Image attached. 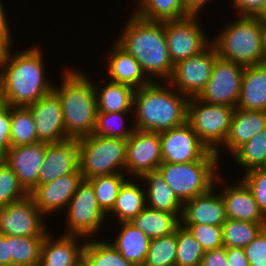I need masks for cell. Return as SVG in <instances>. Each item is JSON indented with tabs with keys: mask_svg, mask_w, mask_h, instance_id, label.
Listing matches in <instances>:
<instances>
[{
	"mask_svg": "<svg viewBox=\"0 0 266 266\" xmlns=\"http://www.w3.org/2000/svg\"><path fill=\"white\" fill-rule=\"evenodd\" d=\"M0 69V101L13 107H27L53 90L46 76L43 51L39 46L11 53ZM48 80V81H47Z\"/></svg>",
	"mask_w": 266,
	"mask_h": 266,
	"instance_id": "1",
	"label": "cell"
},
{
	"mask_svg": "<svg viewBox=\"0 0 266 266\" xmlns=\"http://www.w3.org/2000/svg\"><path fill=\"white\" fill-rule=\"evenodd\" d=\"M128 18L115 42L139 62L151 81H167L174 64L168 52L164 22L144 20L134 13Z\"/></svg>",
	"mask_w": 266,
	"mask_h": 266,
	"instance_id": "2",
	"label": "cell"
},
{
	"mask_svg": "<svg viewBox=\"0 0 266 266\" xmlns=\"http://www.w3.org/2000/svg\"><path fill=\"white\" fill-rule=\"evenodd\" d=\"M188 101L168 82L166 86V81H152L135 89L132 124L135 129L157 133L183 125L187 122Z\"/></svg>",
	"mask_w": 266,
	"mask_h": 266,
	"instance_id": "3",
	"label": "cell"
},
{
	"mask_svg": "<svg viewBox=\"0 0 266 266\" xmlns=\"http://www.w3.org/2000/svg\"><path fill=\"white\" fill-rule=\"evenodd\" d=\"M62 82L53 86L60 97L66 135L79 139L93 134L97 119L94 83L82 70L63 68ZM90 78V79H89Z\"/></svg>",
	"mask_w": 266,
	"mask_h": 266,
	"instance_id": "4",
	"label": "cell"
},
{
	"mask_svg": "<svg viewBox=\"0 0 266 266\" xmlns=\"http://www.w3.org/2000/svg\"><path fill=\"white\" fill-rule=\"evenodd\" d=\"M219 159L221 158H218L216 152L209 151L201 160L197 161L162 162L157 171L174 191L177 198L184 203L208 192L219 183V185H223L224 178L217 171L220 165L218 164Z\"/></svg>",
	"mask_w": 266,
	"mask_h": 266,
	"instance_id": "5",
	"label": "cell"
},
{
	"mask_svg": "<svg viewBox=\"0 0 266 266\" xmlns=\"http://www.w3.org/2000/svg\"><path fill=\"white\" fill-rule=\"evenodd\" d=\"M218 57L244 67L264 63L261 21L256 17H236L213 38Z\"/></svg>",
	"mask_w": 266,
	"mask_h": 266,
	"instance_id": "6",
	"label": "cell"
},
{
	"mask_svg": "<svg viewBox=\"0 0 266 266\" xmlns=\"http://www.w3.org/2000/svg\"><path fill=\"white\" fill-rule=\"evenodd\" d=\"M77 141L79 170L84 180L125 173L127 140L91 134Z\"/></svg>",
	"mask_w": 266,
	"mask_h": 266,
	"instance_id": "7",
	"label": "cell"
},
{
	"mask_svg": "<svg viewBox=\"0 0 266 266\" xmlns=\"http://www.w3.org/2000/svg\"><path fill=\"white\" fill-rule=\"evenodd\" d=\"M235 108L226 105L208 104L191 97L188 101L187 122L200 141L220 157L219 147L227 138Z\"/></svg>",
	"mask_w": 266,
	"mask_h": 266,
	"instance_id": "8",
	"label": "cell"
},
{
	"mask_svg": "<svg viewBox=\"0 0 266 266\" xmlns=\"http://www.w3.org/2000/svg\"><path fill=\"white\" fill-rule=\"evenodd\" d=\"M65 210L67 229L64 233L87 239L96 237L107 218L97 203L92 184L84 179L78 184Z\"/></svg>",
	"mask_w": 266,
	"mask_h": 266,
	"instance_id": "9",
	"label": "cell"
},
{
	"mask_svg": "<svg viewBox=\"0 0 266 266\" xmlns=\"http://www.w3.org/2000/svg\"><path fill=\"white\" fill-rule=\"evenodd\" d=\"M199 15L190 14L182 19L164 22L168 52L173 64L200 54L212 44L201 28Z\"/></svg>",
	"mask_w": 266,
	"mask_h": 266,
	"instance_id": "10",
	"label": "cell"
},
{
	"mask_svg": "<svg viewBox=\"0 0 266 266\" xmlns=\"http://www.w3.org/2000/svg\"><path fill=\"white\" fill-rule=\"evenodd\" d=\"M217 58L218 52L211 44L200 54L174 64L166 82L188 98L197 97L209 81Z\"/></svg>",
	"mask_w": 266,
	"mask_h": 266,
	"instance_id": "11",
	"label": "cell"
},
{
	"mask_svg": "<svg viewBox=\"0 0 266 266\" xmlns=\"http://www.w3.org/2000/svg\"><path fill=\"white\" fill-rule=\"evenodd\" d=\"M244 69L240 64L218 57L209 81L197 98L208 104L236 108Z\"/></svg>",
	"mask_w": 266,
	"mask_h": 266,
	"instance_id": "12",
	"label": "cell"
},
{
	"mask_svg": "<svg viewBox=\"0 0 266 266\" xmlns=\"http://www.w3.org/2000/svg\"><path fill=\"white\" fill-rule=\"evenodd\" d=\"M33 199L26 198L0 207V234L5 236H46L45 218ZM44 221V222H43Z\"/></svg>",
	"mask_w": 266,
	"mask_h": 266,
	"instance_id": "13",
	"label": "cell"
},
{
	"mask_svg": "<svg viewBox=\"0 0 266 266\" xmlns=\"http://www.w3.org/2000/svg\"><path fill=\"white\" fill-rule=\"evenodd\" d=\"M162 163L160 133L135 129L127 139L125 172L140 178L157 171Z\"/></svg>",
	"mask_w": 266,
	"mask_h": 266,
	"instance_id": "14",
	"label": "cell"
},
{
	"mask_svg": "<svg viewBox=\"0 0 266 266\" xmlns=\"http://www.w3.org/2000/svg\"><path fill=\"white\" fill-rule=\"evenodd\" d=\"M162 162L185 163L201 160L210 150L200 141L191 125H183L160 133Z\"/></svg>",
	"mask_w": 266,
	"mask_h": 266,
	"instance_id": "15",
	"label": "cell"
},
{
	"mask_svg": "<svg viewBox=\"0 0 266 266\" xmlns=\"http://www.w3.org/2000/svg\"><path fill=\"white\" fill-rule=\"evenodd\" d=\"M27 108L33 116L39 142L51 144L70 139L66 135L60 97L54 90Z\"/></svg>",
	"mask_w": 266,
	"mask_h": 266,
	"instance_id": "16",
	"label": "cell"
},
{
	"mask_svg": "<svg viewBox=\"0 0 266 266\" xmlns=\"http://www.w3.org/2000/svg\"><path fill=\"white\" fill-rule=\"evenodd\" d=\"M83 180L80 170L56 178L54 181L37 185L29 196L44 217L55 214L65 207L76 192L78 184Z\"/></svg>",
	"mask_w": 266,
	"mask_h": 266,
	"instance_id": "17",
	"label": "cell"
},
{
	"mask_svg": "<svg viewBox=\"0 0 266 266\" xmlns=\"http://www.w3.org/2000/svg\"><path fill=\"white\" fill-rule=\"evenodd\" d=\"M48 143L36 142L11 146L4 162L15 172L19 183L30 193L38 185V174L43 164Z\"/></svg>",
	"mask_w": 266,
	"mask_h": 266,
	"instance_id": "18",
	"label": "cell"
},
{
	"mask_svg": "<svg viewBox=\"0 0 266 266\" xmlns=\"http://www.w3.org/2000/svg\"><path fill=\"white\" fill-rule=\"evenodd\" d=\"M78 169L77 139L48 144L38 174V185L50 183L56 178L76 172Z\"/></svg>",
	"mask_w": 266,
	"mask_h": 266,
	"instance_id": "19",
	"label": "cell"
},
{
	"mask_svg": "<svg viewBox=\"0 0 266 266\" xmlns=\"http://www.w3.org/2000/svg\"><path fill=\"white\" fill-rule=\"evenodd\" d=\"M213 186L208 192L184 202L180 224H208L222 226L228 219L222 196Z\"/></svg>",
	"mask_w": 266,
	"mask_h": 266,
	"instance_id": "20",
	"label": "cell"
},
{
	"mask_svg": "<svg viewBox=\"0 0 266 266\" xmlns=\"http://www.w3.org/2000/svg\"><path fill=\"white\" fill-rule=\"evenodd\" d=\"M50 234L48 232L43 240L39 266H79L83 263L85 241H78L86 238L63 233L55 240Z\"/></svg>",
	"mask_w": 266,
	"mask_h": 266,
	"instance_id": "21",
	"label": "cell"
},
{
	"mask_svg": "<svg viewBox=\"0 0 266 266\" xmlns=\"http://www.w3.org/2000/svg\"><path fill=\"white\" fill-rule=\"evenodd\" d=\"M220 194L225 204L228 219L266 222V216L259 209L251 190L241 178L235 185L227 184Z\"/></svg>",
	"mask_w": 266,
	"mask_h": 266,
	"instance_id": "22",
	"label": "cell"
},
{
	"mask_svg": "<svg viewBox=\"0 0 266 266\" xmlns=\"http://www.w3.org/2000/svg\"><path fill=\"white\" fill-rule=\"evenodd\" d=\"M113 48L109 49L108 66L105 67L109 81L126 84L134 89L149 85L152 81L143 72L139 62L116 42Z\"/></svg>",
	"mask_w": 266,
	"mask_h": 266,
	"instance_id": "23",
	"label": "cell"
},
{
	"mask_svg": "<svg viewBox=\"0 0 266 266\" xmlns=\"http://www.w3.org/2000/svg\"><path fill=\"white\" fill-rule=\"evenodd\" d=\"M265 128L266 111L235 108L227 138L222 146L233 154L241 145Z\"/></svg>",
	"mask_w": 266,
	"mask_h": 266,
	"instance_id": "24",
	"label": "cell"
},
{
	"mask_svg": "<svg viewBox=\"0 0 266 266\" xmlns=\"http://www.w3.org/2000/svg\"><path fill=\"white\" fill-rule=\"evenodd\" d=\"M236 108L266 111V63L245 67Z\"/></svg>",
	"mask_w": 266,
	"mask_h": 266,
	"instance_id": "25",
	"label": "cell"
},
{
	"mask_svg": "<svg viewBox=\"0 0 266 266\" xmlns=\"http://www.w3.org/2000/svg\"><path fill=\"white\" fill-rule=\"evenodd\" d=\"M138 179L145 185L146 206L163 212L182 213L183 203L158 171L147 172L135 182Z\"/></svg>",
	"mask_w": 266,
	"mask_h": 266,
	"instance_id": "26",
	"label": "cell"
},
{
	"mask_svg": "<svg viewBox=\"0 0 266 266\" xmlns=\"http://www.w3.org/2000/svg\"><path fill=\"white\" fill-rule=\"evenodd\" d=\"M119 226L120 231L112 245L134 265L144 264L151 239L130 222H120Z\"/></svg>",
	"mask_w": 266,
	"mask_h": 266,
	"instance_id": "27",
	"label": "cell"
},
{
	"mask_svg": "<svg viewBox=\"0 0 266 266\" xmlns=\"http://www.w3.org/2000/svg\"><path fill=\"white\" fill-rule=\"evenodd\" d=\"M126 180L119 190L116 202L112 210L107 214H114V220L120 222H130L146 207V191L144 184ZM140 185V186H139ZM112 212V213H111Z\"/></svg>",
	"mask_w": 266,
	"mask_h": 266,
	"instance_id": "28",
	"label": "cell"
},
{
	"mask_svg": "<svg viewBox=\"0 0 266 266\" xmlns=\"http://www.w3.org/2000/svg\"><path fill=\"white\" fill-rule=\"evenodd\" d=\"M104 80V83L95 85L97 112H125L133 111L135 89L126 84ZM103 85V86H102ZM101 87V88H100Z\"/></svg>",
	"mask_w": 266,
	"mask_h": 266,
	"instance_id": "29",
	"label": "cell"
},
{
	"mask_svg": "<svg viewBox=\"0 0 266 266\" xmlns=\"http://www.w3.org/2000/svg\"><path fill=\"white\" fill-rule=\"evenodd\" d=\"M181 213L163 212L146 206L130 223L150 239L174 233L180 225Z\"/></svg>",
	"mask_w": 266,
	"mask_h": 266,
	"instance_id": "30",
	"label": "cell"
},
{
	"mask_svg": "<svg viewBox=\"0 0 266 266\" xmlns=\"http://www.w3.org/2000/svg\"><path fill=\"white\" fill-rule=\"evenodd\" d=\"M134 11L136 16L155 22L182 19L191 14L183 0H137Z\"/></svg>",
	"mask_w": 266,
	"mask_h": 266,
	"instance_id": "31",
	"label": "cell"
},
{
	"mask_svg": "<svg viewBox=\"0 0 266 266\" xmlns=\"http://www.w3.org/2000/svg\"><path fill=\"white\" fill-rule=\"evenodd\" d=\"M83 263L86 266H135L126 260L112 243L95 238L85 241Z\"/></svg>",
	"mask_w": 266,
	"mask_h": 266,
	"instance_id": "32",
	"label": "cell"
},
{
	"mask_svg": "<svg viewBox=\"0 0 266 266\" xmlns=\"http://www.w3.org/2000/svg\"><path fill=\"white\" fill-rule=\"evenodd\" d=\"M266 227V222L227 219L222 224L223 247L244 248Z\"/></svg>",
	"mask_w": 266,
	"mask_h": 266,
	"instance_id": "33",
	"label": "cell"
},
{
	"mask_svg": "<svg viewBox=\"0 0 266 266\" xmlns=\"http://www.w3.org/2000/svg\"><path fill=\"white\" fill-rule=\"evenodd\" d=\"M127 173L95 176L88 181L92 184L94 195L101 210L107 215L115 205L123 183L130 178Z\"/></svg>",
	"mask_w": 266,
	"mask_h": 266,
	"instance_id": "34",
	"label": "cell"
},
{
	"mask_svg": "<svg viewBox=\"0 0 266 266\" xmlns=\"http://www.w3.org/2000/svg\"><path fill=\"white\" fill-rule=\"evenodd\" d=\"M234 162L248 172L266 166V128L259 131L234 153Z\"/></svg>",
	"mask_w": 266,
	"mask_h": 266,
	"instance_id": "35",
	"label": "cell"
},
{
	"mask_svg": "<svg viewBox=\"0 0 266 266\" xmlns=\"http://www.w3.org/2000/svg\"><path fill=\"white\" fill-rule=\"evenodd\" d=\"M45 236H10L12 266H39Z\"/></svg>",
	"mask_w": 266,
	"mask_h": 266,
	"instance_id": "36",
	"label": "cell"
},
{
	"mask_svg": "<svg viewBox=\"0 0 266 266\" xmlns=\"http://www.w3.org/2000/svg\"><path fill=\"white\" fill-rule=\"evenodd\" d=\"M11 146L38 142L33 116L27 107L11 106Z\"/></svg>",
	"mask_w": 266,
	"mask_h": 266,
	"instance_id": "37",
	"label": "cell"
},
{
	"mask_svg": "<svg viewBox=\"0 0 266 266\" xmlns=\"http://www.w3.org/2000/svg\"><path fill=\"white\" fill-rule=\"evenodd\" d=\"M133 111L125 112H97L96 125L93 134L101 137L116 138L127 140L135 130L134 125L127 127L128 121L125 115ZM127 127V128H126Z\"/></svg>",
	"mask_w": 266,
	"mask_h": 266,
	"instance_id": "38",
	"label": "cell"
},
{
	"mask_svg": "<svg viewBox=\"0 0 266 266\" xmlns=\"http://www.w3.org/2000/svg\"><path fill=\"white\" fill-rule=\"evenodd\" d=\"M177 229L174 233L153 238L144 264L147 266H176Z\"/></svg>",
	"mask_w": 266,
	"mask_h": 266,
	"instance_id": "39",
	"label": "cell"
},
{
	"mask_svg": "<svg viewBox=\"0 0 266 266\" xmlns=\"http://www.w3.org/2000/svg\"><path fill=\"white\" fill-rule=\"evenodd\" d=\"M205 250L181 224L177 227L176 266H200Z\"/></svg>",
	"mask_w": 266,
	"mask_h": 266,
	"instance_id": "40",
	"label": "cell"
},
{
	"mask_svg": "<svg viewBox=\"0 0 266 266\" xmlns=\"http://www.w3.org/2000/svg\"><path fill=\"white\" fill-rule=\"evenodd\" d=\"M28 195L15 172L4 161L0 162V207L20 201Z\"/></svg>",
	"mask_w": 266,
	"mask_h": 266,
	"instance_id": "41",
	"label": "cell"
},
{
	"mask_svg": "<svg viewBox=\"0 0 266 266\" xmlns=\"http://www.w3.org/2000/svg\"><path fill=\"white\" fill-rule=\"evenodd\" d=\"M181 225L189 230L205 251L223 247L222 226L208 224Z\"/></svg>",
	"mask_w": 266,
	"mask_h": 266,
	"instance_id": "42",
	"label": "cell"
},
{
	"mask_svg": "<svg viewBox=\"0 0 266 266\" xmlns=\"http://www.w3.org/2000/svg\"><path fill=\"white\" fill-rule=\"evenodd\" d=\"M241 179L251 190L259 209L266 216V168L250 170Z\"/></svg>",
	"mask_w": 266,
	"mask_h": 266,
	"instance_id": "43",
	"label": "cell"
},
{
	"mask_svg": "<svg viewBox=\"0 0 266 266\" xmlns=\"http://www.w3.org/2000/svg\"><path fill=\"white\" fill-rule=\"evenodd\" d=\"M243 249L250 266H266V227Z\"/></svg>",
	"mask_w": 266,
	"mask_h": 266,
	"instance_id": "44",
	"label": "cell"
},
{
	"mask_svg": "<svg viewBox=\"0 0 266 266\" xmlns=\"http://www.w3.org/2000/svg\"><path fill=\"white\" fill-rule=\"evenodd\" d=\"M11 106L0 101V162L11 147L10 139Z\"/></svg>",
	"mask_w": 266,
	"mask_h": 266,
	"instance_id": "45",
	"label": "cell"
},
{
	"mask_svg": "<svg viewBox=\"0 0 266 266\" xmlns=\"http://www.w3.org/2000/svg\"><path fill=\"white\" fill-rule=\"evenodd\" d=\"M233 3L232 9L238 16L242 17H257L263 7L265 0H231Z\"/></svg>",
	"mask_w": 266,
	"mask_h": 266,
	"instance_id": "46",
	"label": "cell"
},
{
	"mask_svg": "<svg viewBox=\"0 0 266 266\" xmlns=\"http://www.w3.org/2000/svg\"><path fill=\"white\" fill-rule=\"evenodd\" d=\"M226 257H227L226 247L207 250L204 253L200 266H228Z\"/></svg>",
	"mask_w": 266,
	"mask_h": 266,
	"instance_id": "47",
	"label": "cell"
},
{
	"mask_svg": "<svg viewBox=\"0 0 266 266\" xmlns=\"http://www.w3.org/2000/svg\"><path fill=\"white\" fill-rule=\"evenodd\" d=\"M226 261L228 266H250L243 248H227Z\"/></svg>",
	"mask_w": 266,
	"mask_h": 266,
	"instance_id": "48",
	"label": "cell"
},
{
	"mask_svg": "<svg viewBox=\"0 0 266 266\" xmlns=\"http://www.w3.org/2000/svg\"><path fill=\"white\" fill-rule=\"evenodd\" d=\"M1 1V0H0ZM6 10H4L3 2H0V37H2L10 46H12V32L9 26V18H7Z\"/></svg>",
	"mask_w": 266,
	"mask_h": 266,
	"instance_id": "49",
	"label": "cell"
},
{
	"mask_svg": "<svg viewBox=\"0 0 266 266\" xmlns=\"http://www.w3.org/2000/svg\"><path fill=\"white\" fill-rule=\"evenodd\" d=\"M0 266H12L10 236L0 234Z\"/></svg>",
	"mask_w": 266,
	"mask_h": 266,
	"instance_id": "50",
	"label": "cell"
},
{
	"mask_svg": "<svg viewBox=\"0 0 266 266\" xmlns=\"http://www.w3.org/2000/svg\"><path fill=\"white\" fill-rule=\"evenodd\" d=\"M210 1L212 2V0H183V3L191 14H201L200 11L204 9L203 7L208 3H211Z\"/></svg>",
	"mask_w": 266,
	"mask_h": 266,
	"instance_id": "51",
	"label": "cell"
},
{
	"mask_svg": "<svg viewBox=\"0 0 266 266\" xmlns=\"http://www.w3.org/2000/svg\"><path fill=\"white\" fill-rule=\"evenodd\" d=\"M10 47L11 46L2 37H0V69L5 62V58Z\"/></svg>",
	"mask_w": 266,
	"mask_h": 266,
	"instance_id": "52",
	"label": "cell"
},
{
	"mask_svg": "<svg viewBox=\"0 0 266 266\" xmlns=\"http://www.w3.org/2000/svg\"><path fill=\"white\" fill-rule=\"evenodd\" d=\"M261 43L264 56V63H266V22L261 21Z\"/></svg>",
	"mask_w": 266,
	"mask_h": 266,
	"instance_id": "53",
	"label": "cell"
},
{
	"mask_svg": "<svg viewBox=\"0 0 266 266\" xmlns=\"http://www.w3.org/2000/svg\"><path fill=\"white\" fill-rule=\"evenodd\" d=\"M256 18L259 19L260 21L266 22V0L263 4L260 14Z\"/></svg>",
	"mask_w": 266,
	"mask_h": 266,
	"instance_id": "54",
	"label": "cell"
},
{
	"mask_svg": "<svg viewBox=\"0 0 266 266\" xmlns=\"http://www.w3.org/2000/svg\"><path fill=\"white\" fill-rule=\"evenodd\" d=\"M135 266H147V265H145V264H137Z\"/></svg>",
	"mask_w": 266,
	"mask_h": 266,
	"instance_id": "55",
	"label": "cell"
}]
</instances>
